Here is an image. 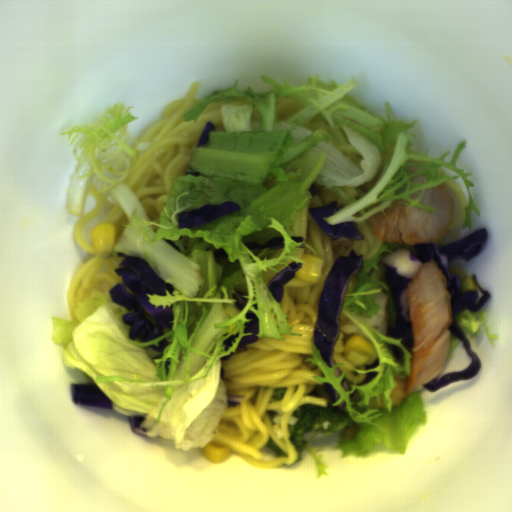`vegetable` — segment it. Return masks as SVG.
<instances>
[{"instance_id": "obj_4", "label": "vegetable", "mask_w": 512, "mask_h": 512, "mask_svg": "<svg viewBox=\"0 0 512 512\" xmlns=\"http://www.w3.org/2000/svg\"><path fill=\"white\" fill-rule=\"evenodd\" d=\"M319 434H321V432H316L310 439H308L306 441L305 449L307 450V452L313 458V460L315 462V465H316V468L318 470L317 477L320 479L322 477V475H325V476L328 477V474H327L326 470L329 469V467H328V465L322 463V461L324 459V455H322V454L321 455H316V453H317V450L326 449L329 445L328 444H323V445L311 448V443L315 440L316 436L319 435Z\"/></svg>"}, {"instance_id": "obj_3", "label": "vegetable", "mask_w": 512, "mask_h": 512, "mask_svg": "<svg viewBox=\"0 0 512 512\" xmlns=\"http://www.w3.org/2000/svg\"><path fill=\"white\" fill-rule=\"evenodd\" d=\"M486 310H480L478 312L469 311L467 308L460 313L456 314L455 321L458 323L463 333H468L473 338L480 335L482 328H484L488 338L490 339L493 346H496L495 339H499L498 335H493L487 324H486Z\"/></svg>"}, {"instance_id": "obj_2", "label": "vegetable", "mask_w": 512, "mask_h": 512, "mask_svg": "<svg viewBox=\"0 0 512 512\" xmlns=\"http://www.w3.org/2000/svg\"><path fill=\"white\" fill-rule=\"evenodd\" d=\"M398 243L384 241L378 251L370 258L362 261L360 268L347 285L341 311L355 322L374 347L377 353L378 366L371 369L355 370L367 375L377 376L366 384L348 385L345 391L342 382L345 370L339 377L335 376L336 368L344 363H335L329 367L321 356V351L311 338V362L321 368L324 376L312 375V379L330 383L339 395L332 406L335 408L344 402V411L351 421L356 422L358 429L352 438H347L344 430L338 433L339 441L335 446L342 450L341 457L354 455L362 458L369 455L375 444L393 452L405 455L410 443L422 424H426L425 404L420 390L409 394L397 406H393L392 392L398 383L395 378L411 376V358L414 356L402 345L401 338L387 336L368 324V319L379 315L381 307L375 303V296L385 291L386 312L389 322L395 327L397 313L390 286L386 280L387 270L383 259L399 246ZM387 344L397 345L404 352L403 365L397 361L387 348Z\"/></svg>"}, {"instance_id": "obj_5", "label": "vegetable", "mask_w": 512, "mask_h": 512, "mask_svg": "<svg viewBox=\"0 0 512 512\" xmlns=\"http://www.w3.org/2000/svg\"><path fill=\"white\" fill-rule=\"evenodd\" d=\"M450 276L458 275L460 280V291H476L479 287L476 286L472 276H468L464 270L458 267H449Z\"/></svg>"}, {"instance_id": "obj_1", "label": "vegetable", "mask_w": 512, "mask_h": 512, "mask_svg": "<svg viewBox=\"0 0 512 512\" xmlns=\"http://www.w3.org/2000/svg\"><path fill=\"white\" fill-rule=\"evenodd\" d=\"M270 91L215 90L182 117L194 120L210 103L221 105L223 131L209 132L205 145L192 150L188 173L172 178L167 204L159 218L150 221L137 196L126 184L135 149L129 144V124L137 120L131 108L115 102L95 123L74 126L69 145L81 135L74 154L77 167L66 192V212L85 216L88 192L94 178L104 182L105 199L121 208L128 222L113 251L140 257L173 292L145 294L155 308L171 307V329L152 341L130 338L131 325L123 317L133 313L100 291L76 306V320L51 316L52 336L60 344L68 369H79L111 401L112 410L125 417H143L140 427L147 437L173 440L175 449L206 448L212 443L228 408L227 386L221 377L222 357L235 353L245 333L246 315L259 320L257 338L283 340L292 332L279 302L272 296L264 273L277 266L305 263L296 252L307 247L295 242L292 231L297 215L313 198L312 184L343 198L346 205L325 219L328 224L362 225L379 211L396 204L417 206L427 214L435 207L421 205V190L460 176L439 170L444 166L462 176L468 190L463 229L471 232V209L480 216L468 180L472 173L458 167L466 141L440 157L411 154L410 133L416 126L386 118L348 97L360 86L356 80L325 84L320 73L300 86L261 75ZM278 97L292 98L301 110L291 120L278 121ZM75 134L71 140L72 135ZM426 175L425 184L411 182ZM237 203L241 210L209 224L179 229V213L204 204ZM371 219V218H370ZM284 237V248L248 249L244 242L265 243ZM174 241L181 253L166 243ZM224 248L228 260H216L213 251ZM242 291L248 302L236 308L232 295ZM240 332L225 352L223 340ZM169 346L155 352L149 346L162 339Z\"/></svg>"}, {"instance_id": "obj_6", "label": "vegetable", "mask_w": 512, "mask_h": 512, "mask_svg": "<svg viewBox=\"0 0 512 512\" xmlns=\"http://www.w3.org/2000/svg\"><path fill=\"white\" fill-rule=\"evenodd\" d=\"M450 340H449V347H448V353H447V360H453L454 354L452 352L457 348L459 343L461 342L460 339H458L456 336H454L452 333H450Z\"/></svg>"}]
</instances>
